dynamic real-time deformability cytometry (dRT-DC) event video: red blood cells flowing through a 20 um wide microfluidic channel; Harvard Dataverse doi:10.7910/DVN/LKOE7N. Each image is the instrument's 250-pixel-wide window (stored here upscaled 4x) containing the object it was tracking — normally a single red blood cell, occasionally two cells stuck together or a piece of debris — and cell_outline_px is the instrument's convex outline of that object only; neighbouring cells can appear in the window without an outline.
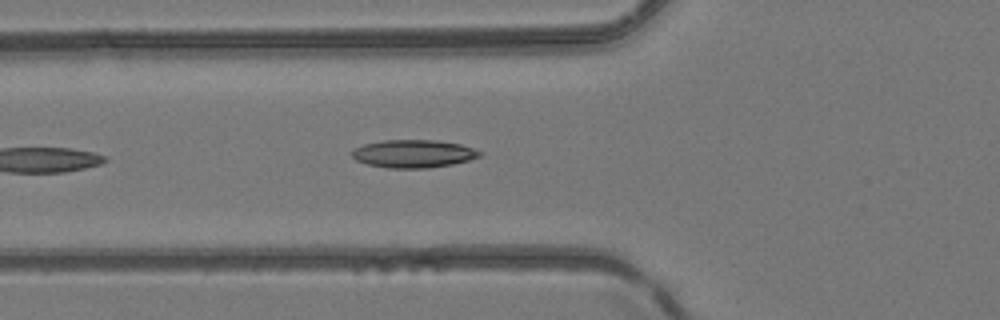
{"species": "common noctule bat (a hibernating species)", "species_latin": "Nyctalus noctula", "temperature_condition": "room temperature", "stored_images_in_passage": 5, "camera_frame_rate_fps": 3000, "um_per_image_px": 0.085, "animal": {"sex": "female", "body_mass_g": 24.6, "forearm_length_mm": 56.2}, "frame": {"image": 1, "passage_image": 5, "time_ms": 4.667, "image_size_px": [1000, 320], "cell_outline_px": [[484, 152], [480, 156], [468, 160], [452, 164], [428, 168], [388, 168], [368, 164], [356, 160], [352, 156], [352, 148], [364, 144], [384, 140], [436, 140], [460, 144]], "centroid_in_image_um": [35.13, 13.06], "position_along_channel_um": 90.7, "area_um2": 20.75}}